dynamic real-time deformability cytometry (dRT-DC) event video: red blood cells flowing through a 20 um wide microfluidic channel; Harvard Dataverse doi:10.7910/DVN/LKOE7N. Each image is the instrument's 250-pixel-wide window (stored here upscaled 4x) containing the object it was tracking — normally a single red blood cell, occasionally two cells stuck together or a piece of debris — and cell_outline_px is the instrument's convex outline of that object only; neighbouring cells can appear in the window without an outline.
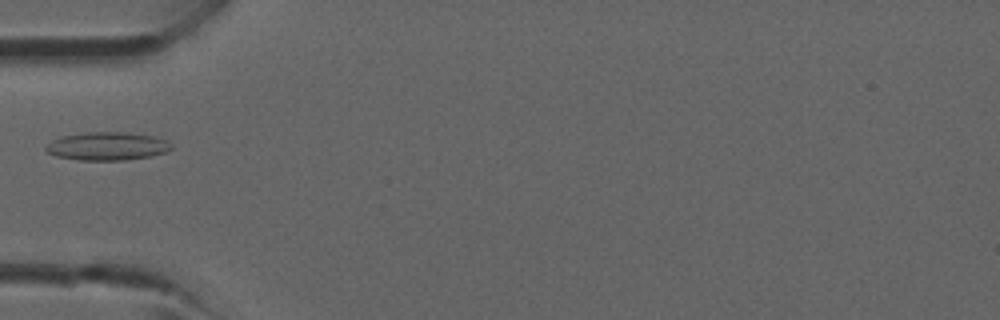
{"species": "common noctule bat (a hibernating species)", "species_latin": "Nyctalus noctula", "temperature_condition": "room temperature", "stored_images_in_passage": 4, "camera_frame_rate_fps": 3000, "um_per_image_px": 0.085, "animal": {"sex": "male", "forearm_length_mm": 52.5}, "frame": {"image": 1, "passage_image": 4, "time_ms": 3.333, "image_size_px": [1000, 320], "cell_outline_px": [[172, 148], [168, 152], [152, 156], [124, 160], [80, 160], [56, 156], [44, 152], [44, 148], [52, 140], [60, 136], [88, 132], [124, 132], [152, 136], [164, 140], [172, 144]], "centroid_in_image_um": [9.09, 12.43], "position_along_channel_um": 75.9, "area_um2": 20.69}}